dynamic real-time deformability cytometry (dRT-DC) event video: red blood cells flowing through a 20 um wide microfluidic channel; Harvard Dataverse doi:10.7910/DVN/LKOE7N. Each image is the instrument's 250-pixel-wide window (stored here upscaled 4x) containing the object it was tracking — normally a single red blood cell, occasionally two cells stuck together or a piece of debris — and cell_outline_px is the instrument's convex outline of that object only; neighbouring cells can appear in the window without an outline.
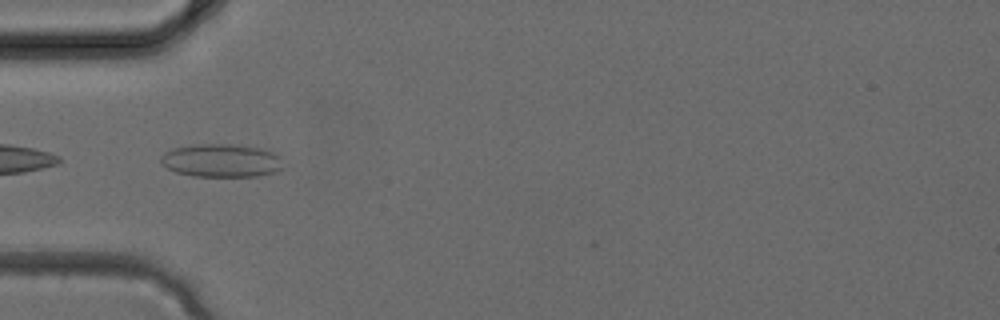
{"species": "common noctule bat (a hibernating species)", "species_latin": "Nyctalus noctula", "temperature_condition": "cold", "stored_images_in_passage": 3, "camera_frame_rate_fps": 3000, "um_per_image_px": 0.085, "animal": {"sex": "female", "body_mass_g": 24.6, "forearm_length_mm": 56.2}, "frame": {"image": 1, "passage_image": 3, "time_ms": 0.667, "image_size_px": [1000, 320], "cell_outline_px": [[284, 168], [276, 172], [256, 176], [192, 176], [176, 172], [160, 164], [160, 156], [164, 152], [172, 148], [192, 144], [232, 144], [256, 148], [272, 152], [280, 156]], "centroid_in_image_um": [18.78, 13.65], "position_along_channel_um": 66.2, "area_um2": 23.81}}